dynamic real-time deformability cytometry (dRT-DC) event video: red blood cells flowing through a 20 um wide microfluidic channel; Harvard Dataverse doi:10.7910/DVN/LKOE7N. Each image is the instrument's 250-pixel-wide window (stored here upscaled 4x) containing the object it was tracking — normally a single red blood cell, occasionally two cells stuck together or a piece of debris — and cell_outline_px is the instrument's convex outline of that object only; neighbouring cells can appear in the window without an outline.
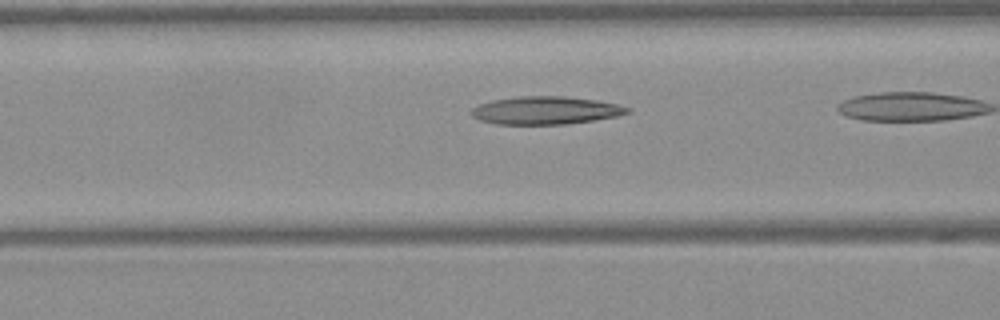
{"species": "Egyptian fruit bat (a non-hibernating species)", "species_latin": "Rousettus aegyptiacus", "temperature_condition": "warm", "stored_images_in_passage": 12, "camera_frame_rate_fps": 3000, "um_per_image_px": 0.085, "frame": {"image": 1, "passage_image": 10, "time_ms": 3.0, "image_size_px": [1000, 320], "cell_outline_px": [[632, 112], [616, 116], [592, 120], [564, 124], [496, 124], [480, 120], [472, 116], [468, 112], [472, 108], [480, 104], [492, 100], [516, 96], [564, 96], [596, 100], [616, 104], [632, 108]], "centroid_in_image_um": [46.35, 9.38], "position_along_channel_um": 120.2, "area_um2": 25.37}}